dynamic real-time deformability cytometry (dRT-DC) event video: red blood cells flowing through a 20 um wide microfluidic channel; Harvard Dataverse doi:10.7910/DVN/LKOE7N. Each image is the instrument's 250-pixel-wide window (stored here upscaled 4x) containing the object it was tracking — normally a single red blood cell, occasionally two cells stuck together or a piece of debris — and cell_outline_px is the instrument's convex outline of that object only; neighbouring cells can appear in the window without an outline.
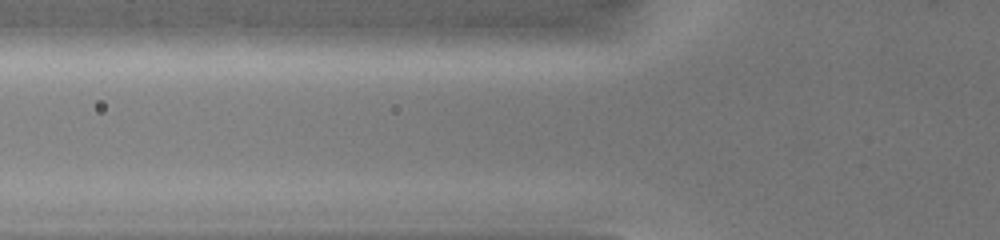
{"species": "common noctule bat (a hibernating species)", "species_latin": "Nyctalus noctula", "temperature_condition": "warm", "stored_images_in_passage": 2, "camera_frame_rate_fps": 3000, "um_per_image_px": 0.085, "animal": {"sex": "female", "body_mass_g": 19.0, "forearm_length_mm": 51.5}, "frame": {"image": 1, "passage_image": 2, "time_ms": 0.667, "image_size_px": [1000, 240], "cell_outline_px": [[588, 44], [560, 48], [460, 52], [404, 52], [400, 48], [408, 24], [572, 24], [588, 40]], "centroid_in_image_um": [41.59, 3.18], "position_along_channel_um": 84.2, "area_um2": 33.7}}